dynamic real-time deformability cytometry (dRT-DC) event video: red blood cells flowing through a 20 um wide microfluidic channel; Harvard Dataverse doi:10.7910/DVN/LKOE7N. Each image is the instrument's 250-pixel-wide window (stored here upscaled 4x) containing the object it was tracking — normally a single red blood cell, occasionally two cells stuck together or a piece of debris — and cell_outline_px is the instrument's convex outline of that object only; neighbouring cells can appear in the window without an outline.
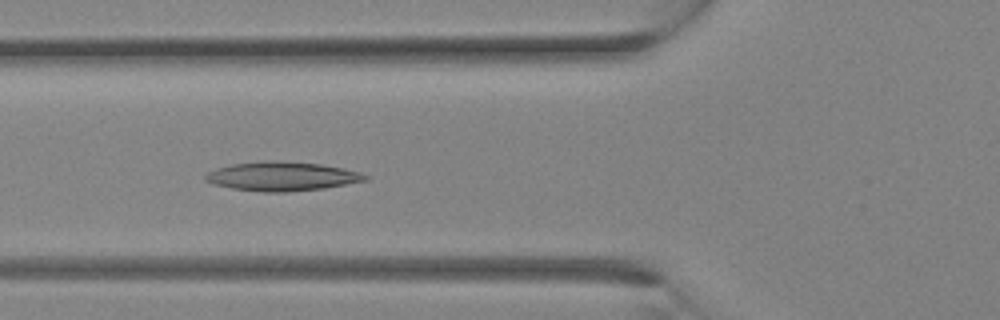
{"species": "Egyptian fruit bat (a non-hibernating species)", "species_latin": "Rousettus aegyptiacus", "temperature_condition": "room temperature", "stored_images_in_passage": 31, "camera_frame_rate_fps": 3000, "um_per_image_px": 0.085, "animal": {"sex": "female"}, "frame": {"image": 1, "passage_image": 11, "time_ms": 3.333, "image_size_px": [1000, 320], "cell_outline_px": [[368, 180], [324, 188], [288, 192], [264, 192], [232, 188], [212, 184], [204, 180], [204, 176], [208, 172], [216, 168], [232, 164], [260, 160], [280, 160], [320, 164], [360, 172], [368, 176]], "centroid_in_image_um": [23.92, 14.98], "position_along_channel_um": 101.9, "area_um2": 27.17}}
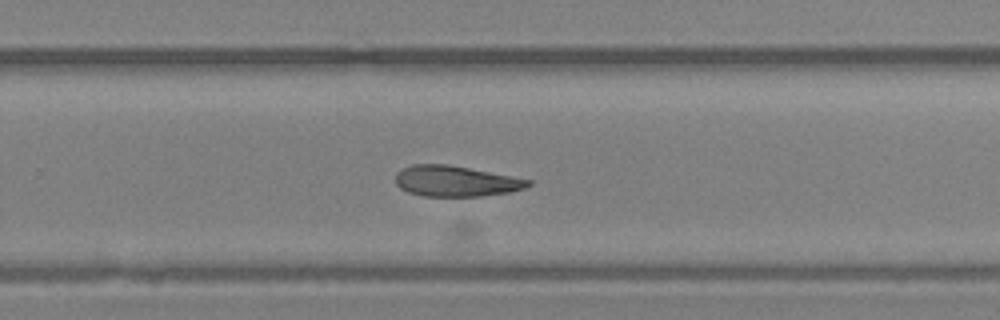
{"frame": {"image": 2, "passage_image": 20, "time_ms": 6.333, "image_size_px": [1000, 320], "cell_outline_px": [[532, 184], [524, 188], [512, 192], [480, 196], [424, 196], [408, 192], [400, 188], [396, 184], [396, 172], [400, 168], [412, 164], [448, 164], [512, 176], [532, 180]], "centroid_in_image_um": [38.72, 15.39], "position_along_channel_um": 291.1, "area_um2": 23.87}}
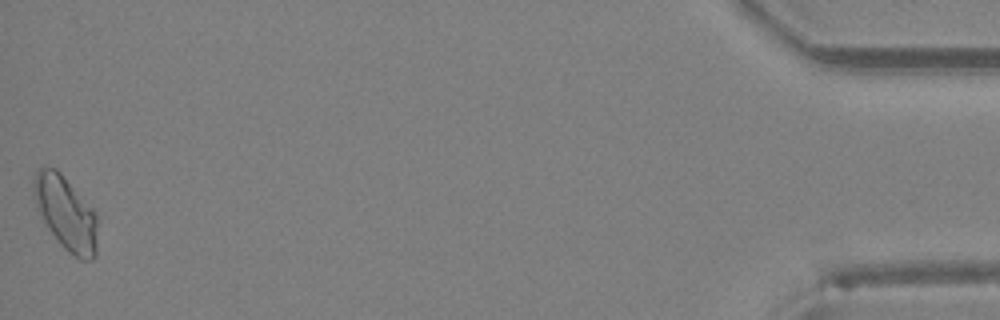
{"frame": {"image": 3, "passage_image": 31, "time_ms": 10.0, "image_size_px": [1000, 320], "cell_outline_px": [[96, 256], [92, 260], [80, 260], [68, 252], [60, 244], [48, 228], [40, 216], [36, 208], [32, 196], [32, 180], [36, 172], [44, 164], [56, 168], [60, 172], [96, 212]], "centroid_in_image_um": [5.55, 18.09], "position_along_channel_um": 429.7, "area_um2": 27.74}}